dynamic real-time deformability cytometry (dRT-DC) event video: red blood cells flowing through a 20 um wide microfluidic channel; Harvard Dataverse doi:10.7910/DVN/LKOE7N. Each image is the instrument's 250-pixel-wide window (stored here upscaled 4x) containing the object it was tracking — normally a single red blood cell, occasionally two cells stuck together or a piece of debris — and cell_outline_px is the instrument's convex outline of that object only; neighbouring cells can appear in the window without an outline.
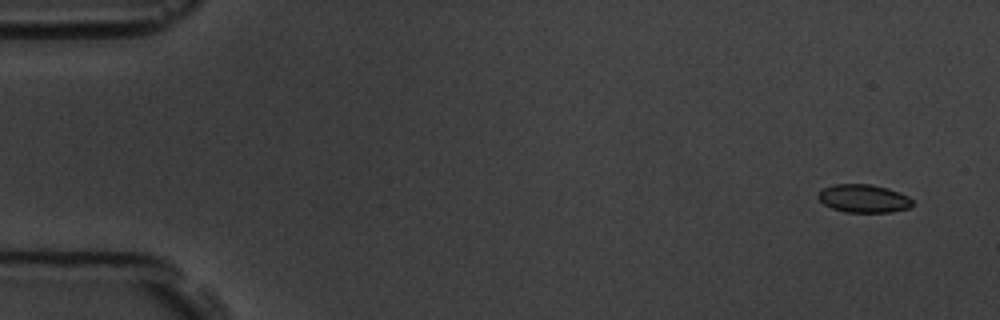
{"species": "common noctule bat (a hibernating species)", "species_latin": "Nyctalus noctula", "temperature_condition": "room temperature", "stored_images_in_passage": 5, "camera_frame_rate_fps": 3000, "um_per_image_px": 0.085, "animal": {"sex": "male", "body_mass_g": 19.5, "forearm_length_mm": 54.6}, "frame": {"image": 1, "passage_image": 1, "time_ms": 0.0, "image_size_px": [1000, 320], "cell_outline_px": [[912, 204], [908, 208], [892, 212], [844, 212], [832, 208], [824, 204], [816, 196], [824, 188], [836, 184], [872, 184], [888, 188], [908, 196], [912, 200]], "centroid_in_image_um": [73.41, 16.87], "position_along_channel_um": 11.6, "area_um2": 15.37}}
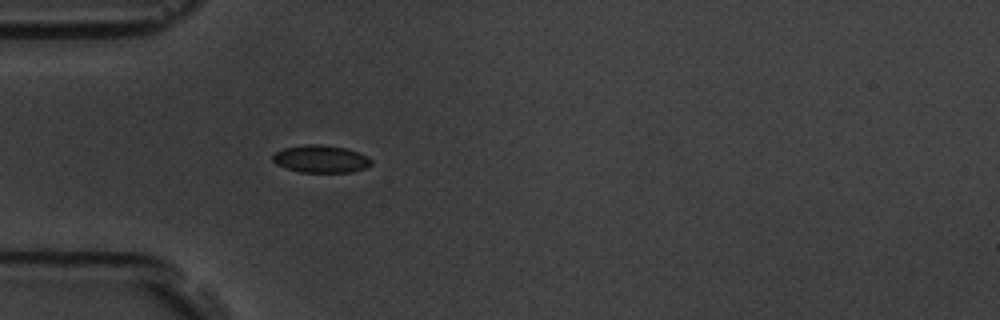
{"frame": {"image": 2, "passage_image": 5, "time_ms": 4.667, "image_size_px": [1000, 320], "cell_outline_px": [[372, 164], [364, 168], [352, 172], [300, 172], [276, 164], [272, 160], [272, 156], [276, 152], [284, 148], [304, 144], [320, 144], [348, 148], [368, 156], [372, 160]], "centroid_in_image_um": [27.29, 13.5], "position_along_channel_um": 57.7, "area_um2": 15.84}}